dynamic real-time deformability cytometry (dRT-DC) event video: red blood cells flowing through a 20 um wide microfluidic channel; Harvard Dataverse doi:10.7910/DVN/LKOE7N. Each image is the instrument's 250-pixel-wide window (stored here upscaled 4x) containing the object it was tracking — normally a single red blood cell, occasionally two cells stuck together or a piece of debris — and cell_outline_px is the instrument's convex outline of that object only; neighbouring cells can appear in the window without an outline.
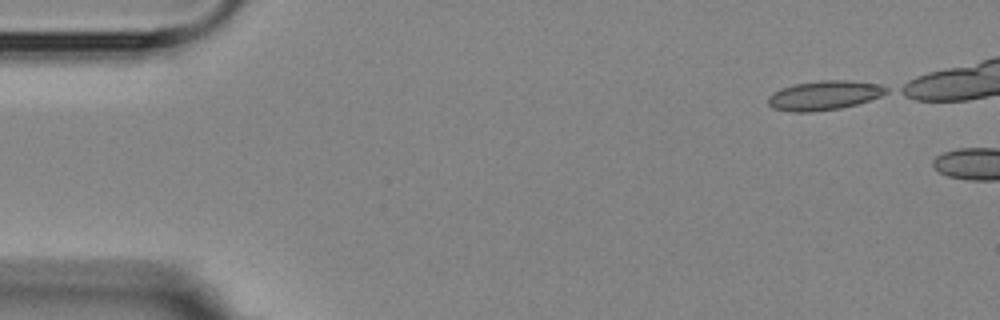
{"species": "Egyptian fruit bat (a non-hibernating species)", "species_latin": "Rousettus aegyptiacus", "temperature_condition": "room temperature", "stored_images_in_passage": 4, "camera_frame_rate_fps": 3000, "um_per_image_px": 0.085, "animal": {"sex": "female"}, "frame": {"image": 1, "passage_image": 1, "time_ms": 0.0, "image_size_px": [1000, 320], "cell_outline_px": [[888, 92], [880, 96], [856, 104], [840, 108], [812, 112], [788, 112], [772, 108], [768, 104], [768, 96], [772, 92], [780, 88], [796, 84], [820, 80], [848, 80], [880, 84], [888, 88]], "centroid_in_image_um": [70.02, 8.11], "position_along_channel_um": 15.0, "area_um2": 20.29}}